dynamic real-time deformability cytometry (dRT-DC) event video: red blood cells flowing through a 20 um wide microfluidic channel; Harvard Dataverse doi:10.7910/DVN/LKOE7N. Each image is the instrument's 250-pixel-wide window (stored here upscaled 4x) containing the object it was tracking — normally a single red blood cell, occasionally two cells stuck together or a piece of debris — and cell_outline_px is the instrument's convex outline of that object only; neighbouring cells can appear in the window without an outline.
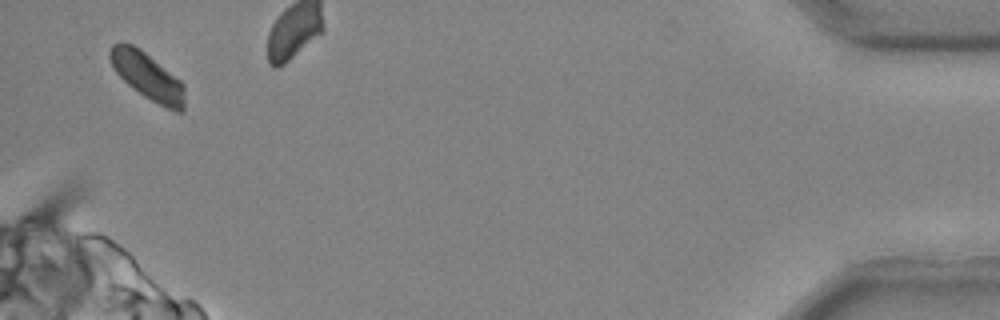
{"species": "common noctule bat (a hibernating species)", "species_latin": "Nyctalus noctula", "temperature_condition": "cold", "stored_images_in_passage": 36, "camera_frame_rate_fps": 3000, "um_per_image_px": 0.085, "animal": {"sex": "male", "body_mass_g": 20.4}, "frame": {"image": 1, "passage_image": 36, "time_ms": 11.667, "image_size_px": [1000, 320], "cell_outline_px": [[184, 112], [176, 112], [144, 96], [128, 84], [116, 72], [108, 56], [108, 52], [112, 44], [120, 40], [132, 44], [140, 48], [180, 80], [184, 84]], "centroid_in_image_um": [12.51, 6.43], "position_along_channel_um": 422.7, "area_um2": 20.4}}